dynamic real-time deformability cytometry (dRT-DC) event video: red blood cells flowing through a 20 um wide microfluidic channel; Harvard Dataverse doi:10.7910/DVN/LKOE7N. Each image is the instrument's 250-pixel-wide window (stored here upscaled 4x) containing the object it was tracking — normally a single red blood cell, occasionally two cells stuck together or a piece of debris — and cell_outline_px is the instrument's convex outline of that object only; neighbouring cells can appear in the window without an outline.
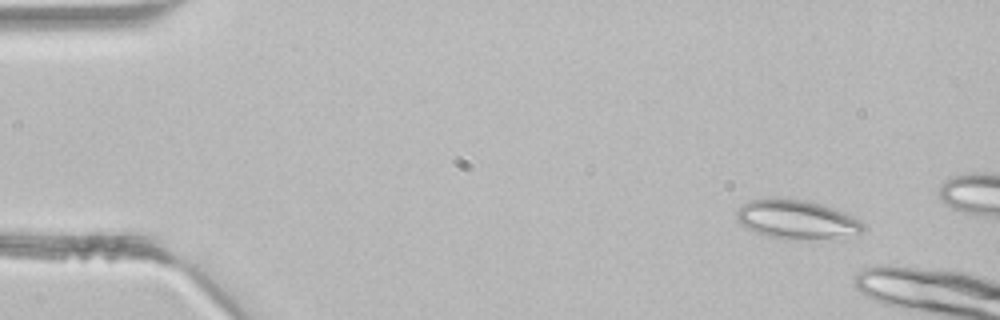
{"species": "common noctule bat (a hibernating species)", "species_latin": "Nyctalus noctula", "temperature_condition": "room temperature", "stored_images_in_passage": 3, "camera_frame_rate_fps": 3000, "um_per_image_px": 0.085, "animal": {"sex": "male", "body_mass_g": 21.5, "forearm_length_mm": 52.0}, "frame": {"image": 1, "passage_image": 1, "time_ms": 0.0, "image_size_px": [1000, 320], "cell_outline_px": [[864, 228], [852, 240], [784, 240], [768, 236], [756, 232], [740, 224], [736, 220], [736, 212], [748, 200], [804, 200], [820, 204], [844, 212], [860, 220], [864, 224]], "centroid_in_image_um": [67.84, 18.75], "position_along_channel_um": 17.2, "area_um2": 29.19}}